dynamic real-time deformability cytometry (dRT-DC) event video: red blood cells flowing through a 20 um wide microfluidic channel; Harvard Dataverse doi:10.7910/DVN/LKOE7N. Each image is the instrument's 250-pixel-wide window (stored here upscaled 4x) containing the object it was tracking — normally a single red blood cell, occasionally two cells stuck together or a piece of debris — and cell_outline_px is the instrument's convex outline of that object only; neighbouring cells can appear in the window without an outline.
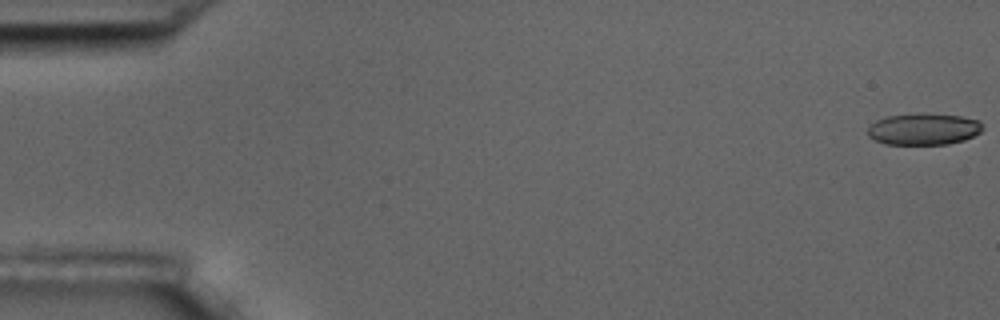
{"species": "common noctule bat (a hibernating species)", "species_latin": "Nyctalus noctula", "temperature_condition": "room temperature", "stored_images_in_passage": 7, "camera_frame_rate_fps": 3000, "um_per_image_px": 0.085, "animal": {"sex": "male", "body_mass_g": 17.5, "forearm_length_mm": 52.3}, "frame": {"image": 1, "passage_image": 1, "time_ms": 0.0, "image_size_px": [1000, 320], "cell_outline_px": [[984, 128], [980, 132], [964, 140], [948, 144], [884, 144], [868, 136], [868, 128], [876, 120], [888, 116], [916, 112], [924, 112], [960, 116], [980, 120]], "centroid_in_image_um": [78.52, 10.95], "position_along_channel_um": 6.5, "area_um2": 21.44}}
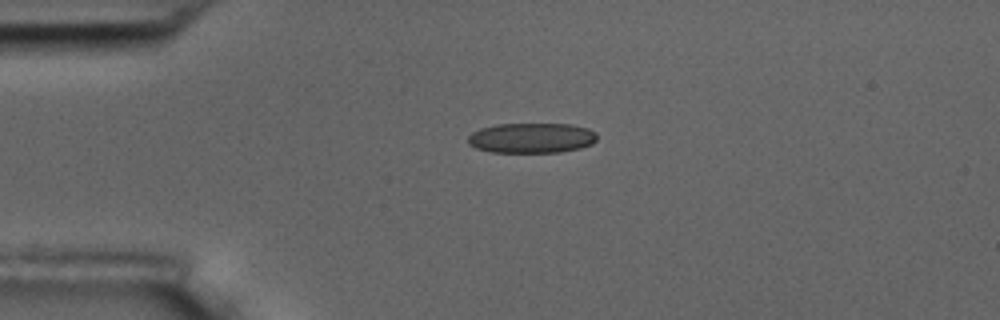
{"frame": {"image": 2, "passage_image": 5, "time_ms": 4.333, "image_size_px": [1000, 320], "cell_outline_px": [[596, 140], [592, 144], [580, 148], [560, 152], [492, 152], [476, 148], [468, 144], [468, 136], [472, 132], [480, 128], [496, 124], [572, 124], [588, 128], [596, 132]], "centroid_in_image_um": [45.18, 11.72], "position_along_channel_um": 39.8, "area_um2": 22.77}}